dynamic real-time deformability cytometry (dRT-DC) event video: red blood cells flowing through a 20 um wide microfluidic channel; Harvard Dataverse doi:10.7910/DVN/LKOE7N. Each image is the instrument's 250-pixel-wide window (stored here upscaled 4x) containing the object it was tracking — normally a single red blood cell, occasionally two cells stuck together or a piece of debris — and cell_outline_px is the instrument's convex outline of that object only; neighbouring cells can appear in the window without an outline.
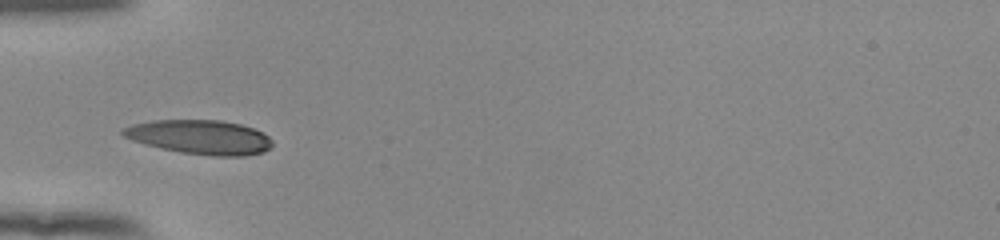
{"species": "human", "species_latin": "Homo sapiens", "temperature_condition": "room temperature", "stored_images_in_passage": 36, "camera_frame_rate_fps": 3000, "um_per_image_px": 0.085, "donor": {"sex": "female"}, "frame": {"image": 1, "passage_image": 1, "time_ms": 0.0, "image_size_px": [1000, 240], "cell_outline_px": [[272, 144], [264, 152], [244, 156], [212, 156], [180, 152], [160, 148], [144, 144], [132, 140], [124, 136], [120, 132], [120, 128], [132, 124], [152, 120], [220, 120], [240, 124], [264, 132], [272, 140]], "centroid_in_image_um": [16.97, 11.65], "position_along_channel_um": 68.0, "area_um2": 30.0}}
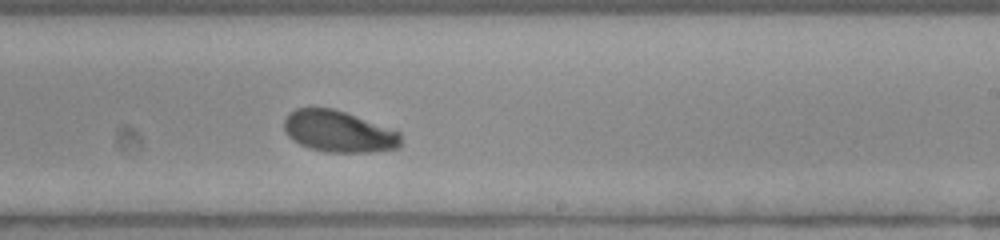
{"frame": {"image": 2, "passage_image": 16, "time_ms": 5.0, "image_size_px": [1000, 240], "cell_outline_px": [[400, 148], [376, 152], [324, 152], [308, 148], [292, 140], [284, 132], [284, 120], [288, 112], [296, 108], [332, 108], [344, 112], [400, 132]], "centroid_in_image_um": [28.74, 11.19], "position_along_channel_um": 260.3, "area_um2": 28.26}}
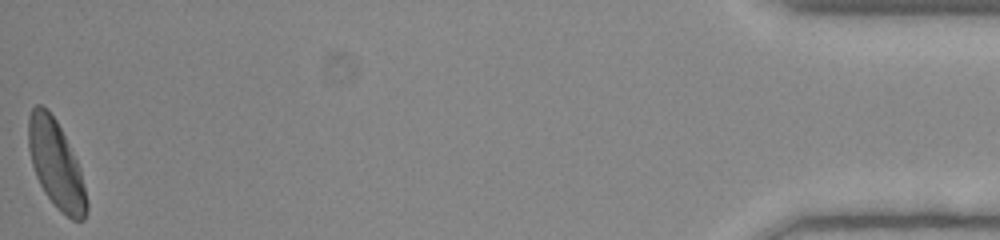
{"frame": {"image": 3, "passage_image": 36, "time_ms": 11.667, "image_size_px": [1000, 240], "cell_outline_px": [[88, 212], [84, 220], [72, 220], [60, 212], [44, 192], [36, 176], [32, 164], [28, 148], [28, 116], [32, 108], [36, 104], [40, 104], [48, 108], [56, 120], [80, 168], [88, 204]], "centroid_in_image_um": [4.75, 13.98], "position_along_channel_um": 430.5, "area_um2": 29.71}, "authors_computed_cell_mechanics": {"area_um2": 28.4954, "velocity_mm_per_s": 3.8751, "shape_relaxation_time_tau1_ms": 1.7839, "shape_relaxation_time_tau2_ms": null, "deformation_change_tau1": 0.1224, "deformation_change_tau2": null}}